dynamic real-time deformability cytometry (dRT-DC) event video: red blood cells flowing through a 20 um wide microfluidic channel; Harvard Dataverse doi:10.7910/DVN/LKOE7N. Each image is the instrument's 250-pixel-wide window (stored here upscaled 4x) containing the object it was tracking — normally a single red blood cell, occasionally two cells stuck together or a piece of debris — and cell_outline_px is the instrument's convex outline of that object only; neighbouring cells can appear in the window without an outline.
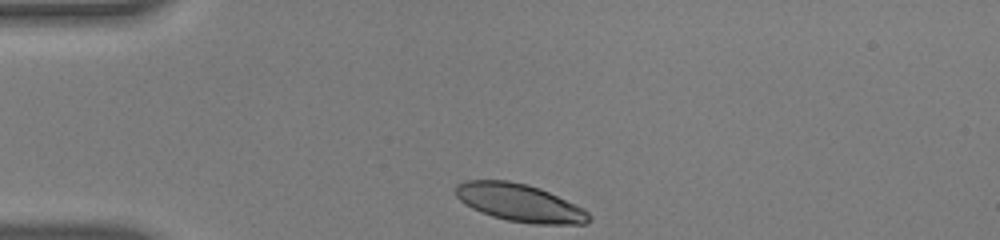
{"species": "human", "species_latin": "Homo sapiens", "temperature_condition": "warm", "stored_images_in_passage": 33, "camera_frame_rate_fps": 3000, "um_per_image_px": 0.085, "donor": {"sex": "male"}, "frame": {"image": 1, "passage_image": 1, "time_ms": 0.0, "image_size_px": [1000, 240], "cell_outline_px": [[592, 220], [588, 224], [532, 224], [508, 220], [492, 216], [480, 212], [472, 208], [460, 200], [456, 196], [456, 184], [464, 180], [508, 180], [528, 184], [540, 188], [584, 208], [592, 216]], "centroid_in_image_um": [44.2, 17.24], "position_along_channel_um": 40.8, "area_um2": 29.48}}
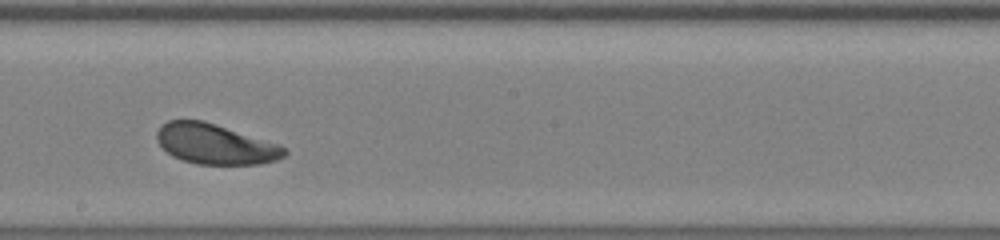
{"frame": {"image": 2, "passage_image": 19, "time_ms": 6.0, "image_size_px": [1000, 240], "cell_outline_px": [[288, 152], [284, 156], [276, 160], [260, 164], [196, 164], [172, 156], [156, 140], [156, 132], [160, 124], [168, 120], [204, 120], [280, 144], [288, 148]], "centroid_in_image_um": [18.31, 12.23], "position_along_channel_um": 229.9, "area_um2": 30.11}}
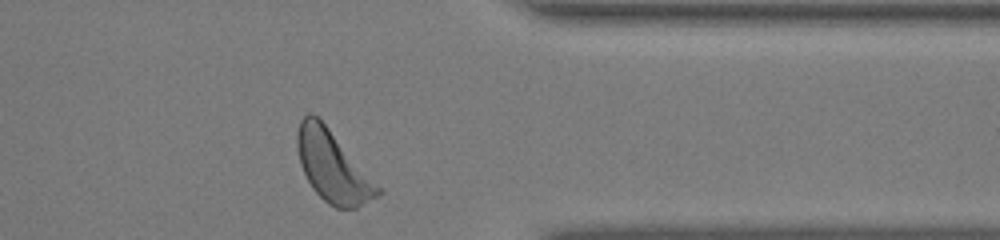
{"frame": {"image": 3, "passage_image": 32, "time_ms": 10.333, "image_size_px": [1000, 240], "cell_outline_px": [[384, 192], [356, 208], [336, 208], [328, 204], [312, 188], [300, 164], [296, 148], [296, 132], [300, 120], [308, 112], [312, 112], [328, 128]], "centroid_in_image_um": [28.24, 14.15], "position_along_channel_um": 383.2, "area_um2": 32.66}, "authors_computed_cell_mechanics": {"area_um2": 30.5762, "velocity_mm_per_s": 3.7541, "shape_relaxation_time_tau1_ms": 1.5591, "shape_relaxation_time_tau2_ms": 5.3149, "deformation_change_tau1": 0.1168, "deformation_change_tau2": 0.1278}}